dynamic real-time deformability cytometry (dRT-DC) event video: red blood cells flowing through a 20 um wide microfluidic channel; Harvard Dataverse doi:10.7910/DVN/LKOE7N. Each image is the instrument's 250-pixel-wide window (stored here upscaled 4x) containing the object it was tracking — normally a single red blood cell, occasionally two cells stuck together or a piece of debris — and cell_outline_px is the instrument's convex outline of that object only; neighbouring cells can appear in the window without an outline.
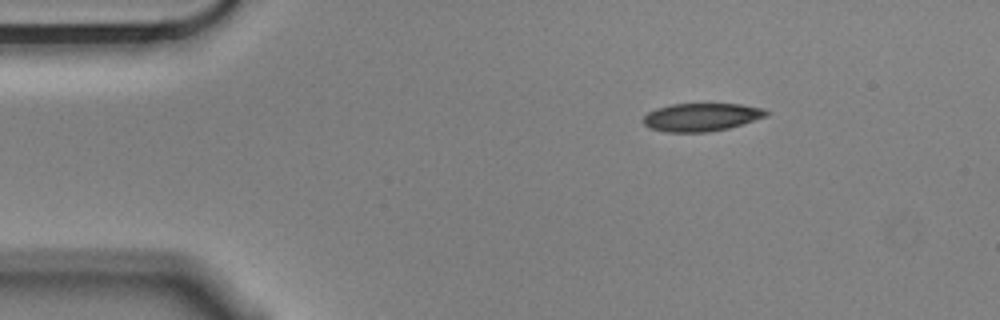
{"species": "Egyptian fruit bat (a non-hibernating species)", "species_latin": "Rousettus aegyptiacus", "temperature_condition": "cold", "stored_images_in_passage": 48, "camera_frame_rate_fps": 3000, "um_per_image_px": 0.085, "animal": {"sex": "male"}, "frame": {"image": 1, "passage_image": 1, "time_ms": 0.0, "image_size_px": [1000, 320], "cell_outline_px": [[768, 116], [728, 128], [708, 132], [668, 132], [652, 128], [644, 124], [644, 116], [648, 112], [656, 108], [672, 104], [740, 104], [764, 108], [768, 112]], "centroid_in_image_um": [59.64, 9.95], "position_along_channel_um": 25.4, "area_um2": 19.94}}
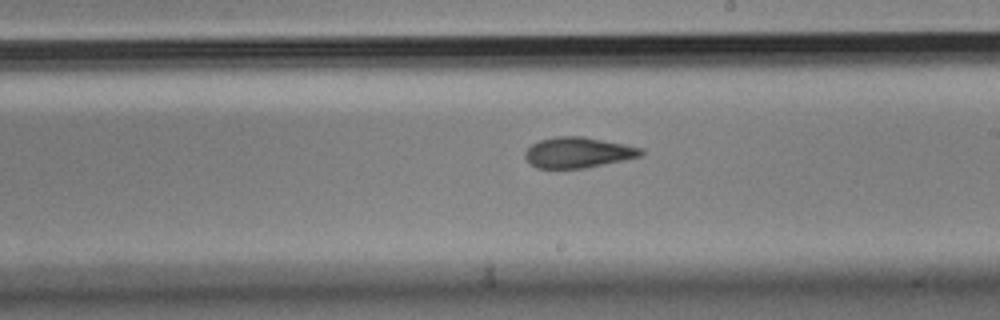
{"frame": {"image": 2, "passage_image": 24, "time_ms": 7.667, "image_size_px": [1000, 320], "cell_outline_px": [[644, 156], [584, 168], [536, 168], [524, 156], [524, 152], [532, 144], [540, 140], [556, 136], [584, 136], [644, 148]], "centroid_in_image_um": [49.17, 12.95], "position_along_channel_um": 239.8, "area_um2": 20.75}}
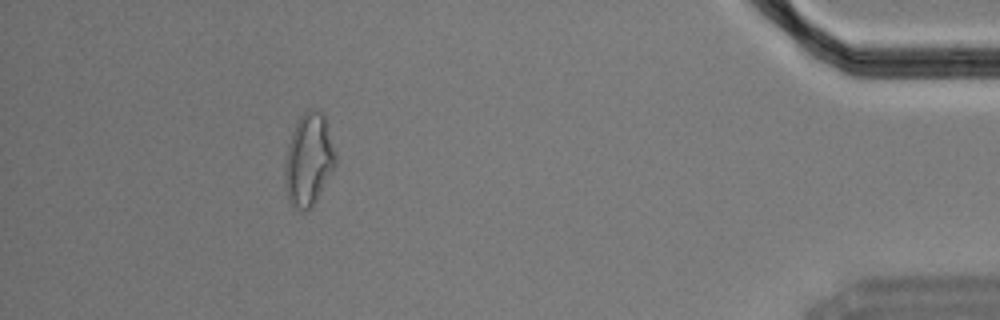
{"frame": {"image": 3, "passage_image": 43, "time_ms": 14.0, "image_size_px": [1000, 320], "cell_outline_px": [[336, 164], [312, 208], [304, 212], [300, 212], [288, 200], [284, 184], [284, 164], [288, 144], [292, 132], [300, 116], [304, 112], [312, 108], [316, 108], [324, 116], [336, 156]], "centroid_in_image_um": [26.21, 13.62], "position_along_channel_um": 409.0, "area_um2": 27.28}, "authors_computed_cell_mechanics": {"area_um2": 21.2704, "velocity_mm_per_s": 3.5723, "shape_relaxation_time_tau1_ms": 8.5357, "shape_relaxation_time_tau2_ms": 4.1105, "deformation_change_tau1": 0.1883, "deformation_change_tau2": 0.1169}}